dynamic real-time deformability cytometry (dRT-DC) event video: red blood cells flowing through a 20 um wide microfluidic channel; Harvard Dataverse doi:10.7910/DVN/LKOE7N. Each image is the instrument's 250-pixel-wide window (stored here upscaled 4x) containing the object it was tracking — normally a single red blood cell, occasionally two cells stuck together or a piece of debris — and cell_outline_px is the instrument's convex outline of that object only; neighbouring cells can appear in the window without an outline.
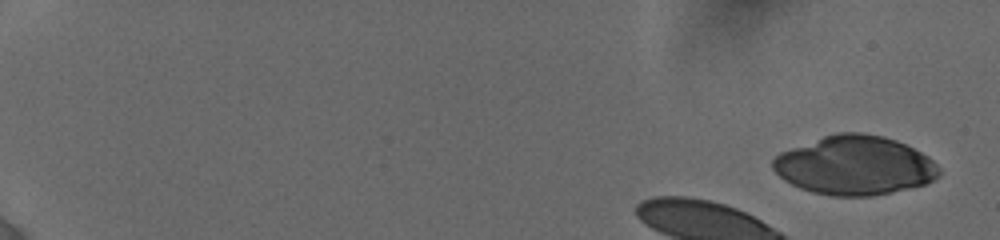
{"species": "human", "species_latin": "Homo sapiens", "temperature_condition": "cold", "stored_images_in_passage": 7, "camera_frame_rate_fps": 3000, "um_per_image_px": 0.085, "donor": {"sex": "female"}, "frame": {"image": 1, "passage_image": 1, "time_ms": 0.0, "image_size_px": [1000, 240], "cell_outline_px": [[940, 176], [924, 184], [892, 192], [872, 196], [832, 196], [812, 192], [800, 188], [784, 180], [772, 168], [772, 160], [780, 152], [824, 136], [836, 132], [860, 132], [884, 136], [896, 140], [928, 156], [940, 168]], "centroid_in_image_um": [72.64, 14.06], "position_along_channel_um": 12.4, "area_um2": 57.05}}
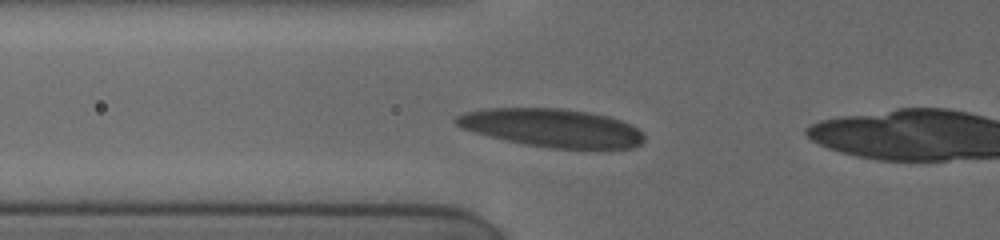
{"frame": {"image": 2, "passage_image": 6, "time_ms": 5.0, "image_size_px": [1000, 240], "cell_outline_px": [[644, 140], [636, 148], [548, 148], [524, 144], [504, 140], [488, 136], [460, 128], [452, 120], [456, 116], [464, 112], [484, 108], [560, 108], [588, 112], [608, 116], [620, 120], [636, 128], [644, 136]], "centroid_in_image_um": [46.85, 10.86], "position_along_channel_um": 78.9, "area_um2": 41.96}}